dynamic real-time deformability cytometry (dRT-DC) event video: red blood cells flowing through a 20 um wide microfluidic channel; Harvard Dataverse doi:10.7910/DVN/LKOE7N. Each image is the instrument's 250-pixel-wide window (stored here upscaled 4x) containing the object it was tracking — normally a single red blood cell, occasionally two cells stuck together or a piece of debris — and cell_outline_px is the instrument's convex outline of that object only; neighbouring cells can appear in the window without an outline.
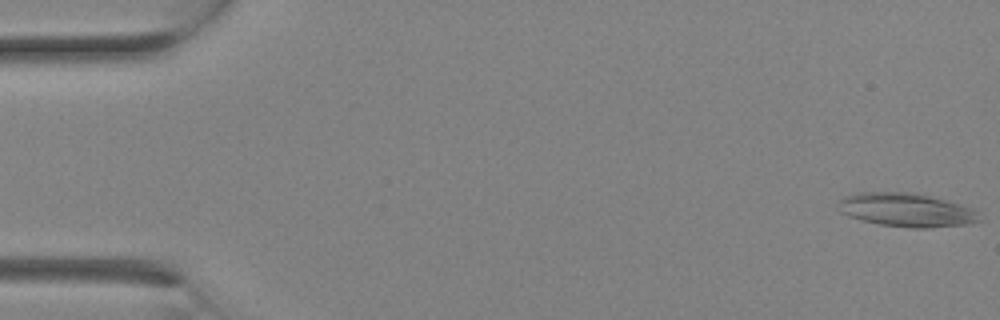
{"species": "Egyptian fruit bat (a non-hibernating species)", "species_latin": "Rousettus aegyptiacus", "temperature_condition": "room temperature", "stored_images_in_passage": 8, "camera_frame_rate_fps": 3000, "um_per_image_px": 0.085, "animal": {"sex": "female"}, "frame": {"image": 1, "passage_image": 1, "time_ms": 0.0, "image_size_px": [1000, 320], "cell_outline_px": [[980, 220], [964, 224], [928, 228], [908, 228], [880, 224], [860, 220], [848, 216], [840, 212], [836, 200], [844, 196], [860, 192], [908, 192], [928, 196], [960, 204], [972, 208], [980, 212]], "centroid_in_image_um": [76.99, 17.85], "position_along_channel_um": 8.0, "area_um2": 27.69}}
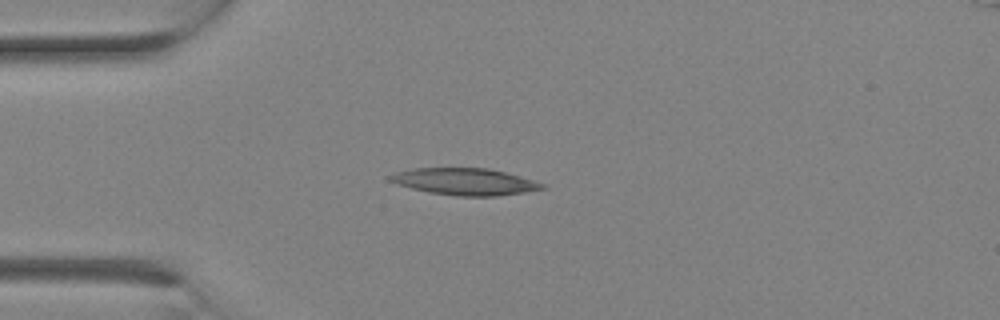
{"frame": {"image": 2, "passage_image": 7, "time_ms": 2.0, "image_size_px": [1000, 320], "cell_outline_px": [[548, 188], [524, 192], [496, 196], [456, 196], [428, 192], [396, 184], [388, 180], [388, 176], [396, 172], [412, 168], [488, 168], [520, 176], [544, 184]], "centroid_in_image_um": [39.49, 15.44], "position_along_channel_um": 45.5, "area_um2": 23.76}}